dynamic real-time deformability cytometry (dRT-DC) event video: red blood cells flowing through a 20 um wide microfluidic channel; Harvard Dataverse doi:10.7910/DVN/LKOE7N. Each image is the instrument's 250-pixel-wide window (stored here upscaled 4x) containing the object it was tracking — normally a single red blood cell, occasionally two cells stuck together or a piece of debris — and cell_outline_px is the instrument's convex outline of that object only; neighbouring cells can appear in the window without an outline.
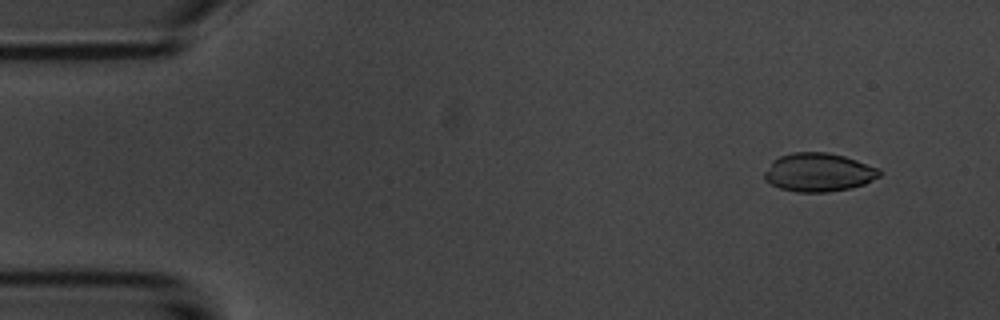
{"species": "common noctule bat (a hibernating species)", "species_latin": "Nyctalus noctula", "temperature_condition": "room temperature", "stored_images_in_passage": 6, "segment_of_instrument_passage": [1, 2], "camera_frame_rate_fps": 3000, "um_per_image_px": 0.085, "animal": {"sex": "male", "body_mass_g": 20.1, "forearm_length_mm": 53.5}, "frame": {"image": 1, "passage_image": 2, "time_ms": 1.333, "image_size_px": [1000, 320], "cell_outline_px": [[884, 172], [880, 176], [864, 184], [852, 188], [828, 192], [796, 192], [780, 188], [764, 180], [764, 172], [772, 160], [780, 156], [792, 152], [828, 152], [844, 156], [880, 168]], "centroid_in_image_um": [69.59, 14.65], "position_along_channel_um": 15.4, "area_um2": 26.07}}